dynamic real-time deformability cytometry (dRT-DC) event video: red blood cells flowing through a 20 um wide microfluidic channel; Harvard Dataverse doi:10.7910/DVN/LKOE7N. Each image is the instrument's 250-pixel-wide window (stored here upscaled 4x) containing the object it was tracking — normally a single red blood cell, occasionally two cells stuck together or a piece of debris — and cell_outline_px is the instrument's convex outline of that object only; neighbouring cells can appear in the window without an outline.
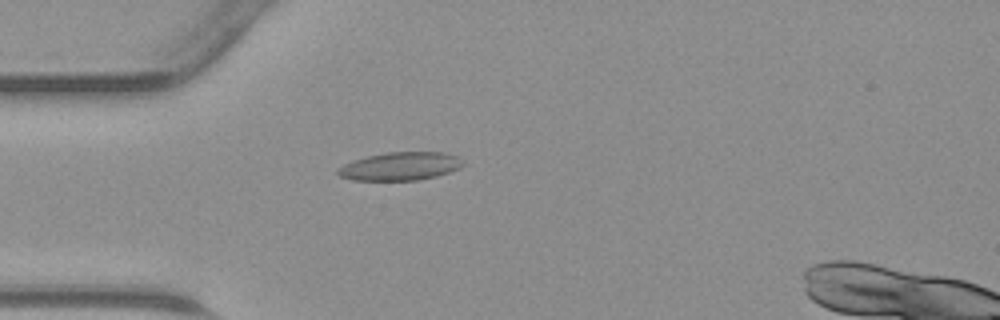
{"species": "common noctule bat (a hibernating species)", "species_latin": "Nyctalus noctula", "temperature_condition": "warm", "stored_images_in_passage": 46, "camera_frame_rate_fps": 3000, "um_per_image_px": 0.085, "animal": {"sex": "male", "body_mass_g": 23.1, "forearm_length_mm": 52.7}, "frame": {"image": 1, "passage_image": 13, "time_ms": 4.0, "image_size_px": [1000, 320], "cell_outline_px": [[464, 164], [460, 168], [436, 176], [416, 180], [352, 180], [340, 176], [336, 172], [336, 168], [344, 164], [368, 156], [388, 152], [444, 152], [456, 156]], "centroid_in_image_um": [34.0, 14.13], "position_along_channel_um": 51.0, "area_um2": 20.35}}
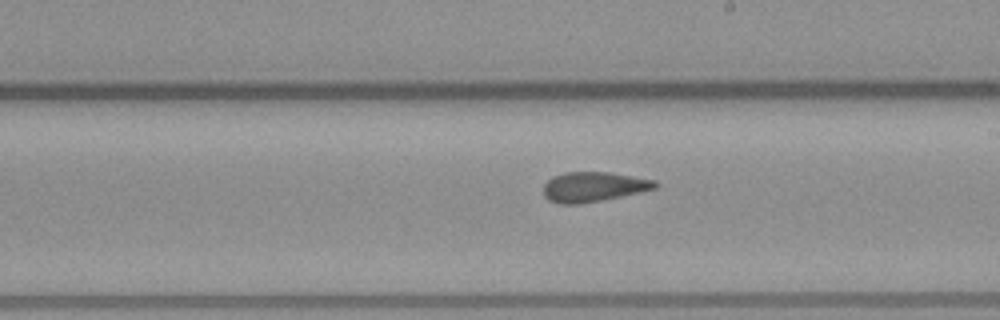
{"frame": {"image": 2, "passage_image": 26, "time_ms": 8.333, "image_size_px": [1000, 320], "cell_outline_px": [[660, 184], [656, 188], [640, 192], [580, 204], [560, 204], [548, 200], [544, 196], [544, 184], [552, 176], [564, 172], [608, 172], [656, 180]], "centroid_in_image_um": [50.43, 15.87], "position_along_channel_um": 238.6, "area_um2": 19.42}}
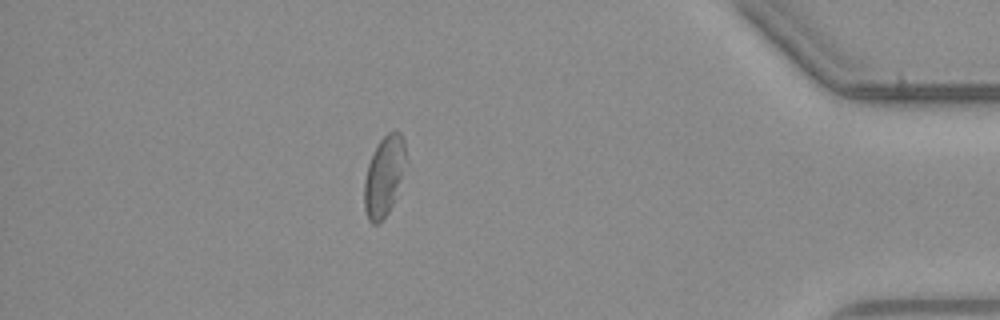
{"frame": {"image": 3, "passage_image": 40, "time_ms": 13.0, "image_size_px": [1000, 320], "cell_outline_px": [[404, 160], [400, 180], [392, 204], [388, 212], [376, 224], [372, 224], [368, 220], [364, 208], [364, 180], [368, 164], [380, 140], [388, 132], [400, 132], [404, 140]], "centroid_in_image_um": [32.6, 14.98], "position_along_channel_um": 402.6, "area_um2": 18.61}}